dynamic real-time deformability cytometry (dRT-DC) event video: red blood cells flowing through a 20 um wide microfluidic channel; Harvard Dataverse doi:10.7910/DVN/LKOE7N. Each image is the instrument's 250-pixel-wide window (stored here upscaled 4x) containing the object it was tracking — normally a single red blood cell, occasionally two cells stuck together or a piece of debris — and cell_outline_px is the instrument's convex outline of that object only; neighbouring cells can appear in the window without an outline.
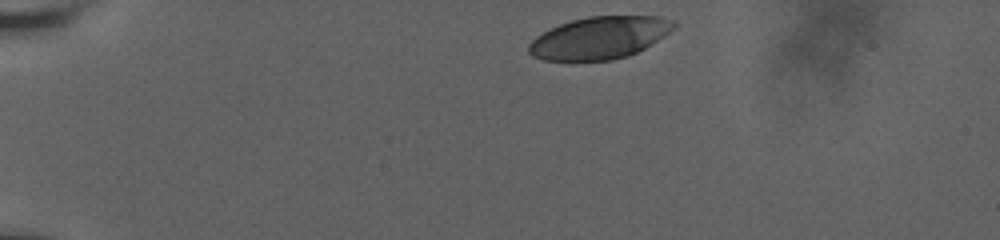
{"species": "human", "species_latin": "Homo sapiens", "temperature_condition": "room temperature", "stored_images_in_passage": 11, "camera_frame_rate_fps": 3000, "um_per_image_px": 0.085, "donor": {"sex": "male"}, "frame": {"image": 1, "passage_image": 1, "time_ms": 0.0, "image_size_px": [1000, 240], "cell_outline_px": [[676, 28], [664, 36], [644, 48], [628, 56], [612, 60], [544, 60], [532, 56], [528, 52], [528, 44], [536, 36], [560, 24], [572, 20], [588, 16], [660, 16], [672, 20], [676, 24]], "centroid_in_image_um": [50.97, 3.21], "position_along_channel_um": 34.0, "area_um2": 35.6}}